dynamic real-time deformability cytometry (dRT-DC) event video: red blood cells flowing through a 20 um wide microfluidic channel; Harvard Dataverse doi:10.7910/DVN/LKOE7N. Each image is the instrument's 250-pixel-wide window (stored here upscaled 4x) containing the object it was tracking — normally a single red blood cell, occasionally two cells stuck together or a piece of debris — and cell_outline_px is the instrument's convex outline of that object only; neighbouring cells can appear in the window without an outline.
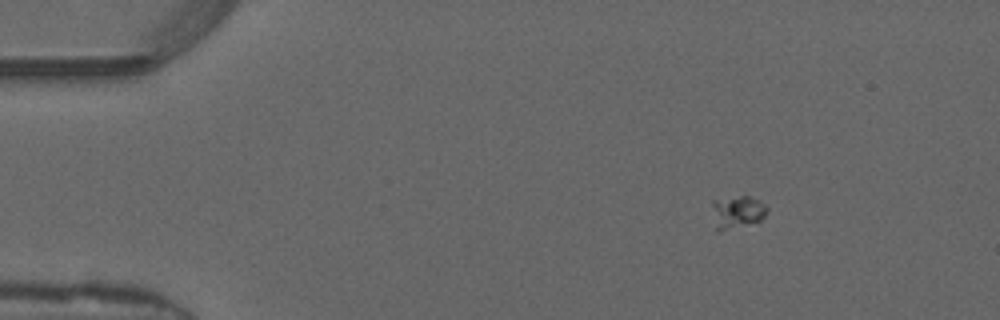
{"species": "common noctule bat (a hibernating species)", "species_latin": "Nyctalus noctula", "temperature_condition": "warm", "stored_images_in_passage": 46, "camera_frame_rate_fps": 3000, "um_per_image_px": 0.085, "animal": {"sex": "male", "forearm_length_mm": 52.5}, "frame": {"image": 1, "passage_image": 3, "time_ms": 0.667, "image_size_px": [1000, 320], "cell_outline_px": [[768, 212], [760, 220], [720, 232], [716, 232], [712, 204], [712, 200], [740, 196], [748, 196], [760, 200], [768, 208]], "centroid_in_image_um": [62.66, 18.02], "position_along_channel_um": 22.3, "area_um2": 10.46}}
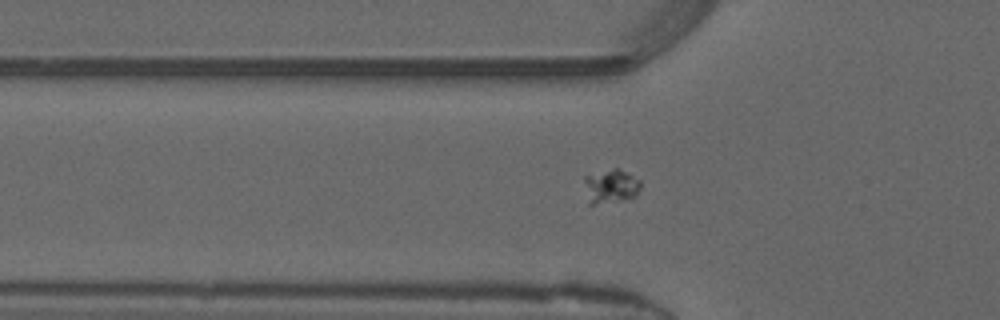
{"frame": {"image": 2, "passage_image": 13, "time_ms": 4.0, "image_size_px": [1000, 320], "cell_outline_px": [[640, 188], [632, 196], [592, 204], [588, 204], [584, 180], [584, 176], [612, 168], [620, 168], [640, 180]], "centroid_in_image_um": [51.87, 15.77], "position_along_channel_um": 73.9, "area_um2": 10.69}}
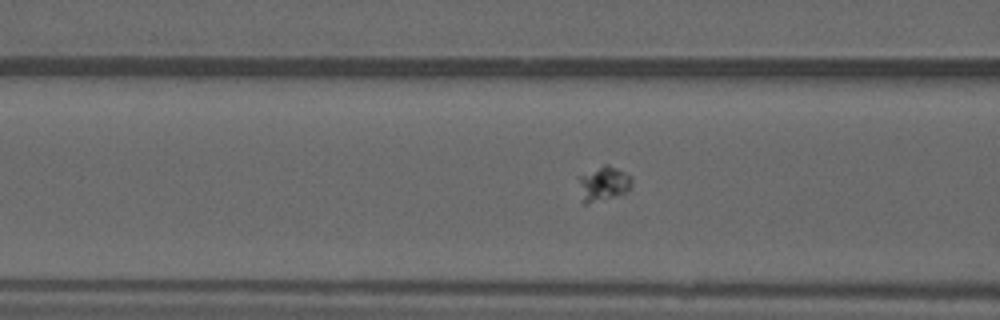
{"frame": {"image": 3, "passage_image": 16, "time_ms": 5.0, "image_size_px": [1000, 320], "cell_outline_px": [[632, 184], [628, 192], [584, 204], [576, 176], [604, 164], [608, 164], [632, 176]], "centroid_in_image_um": [51.28, 15.57], "position_along_channel_um": 115.3, "area_um2": 10.75}}